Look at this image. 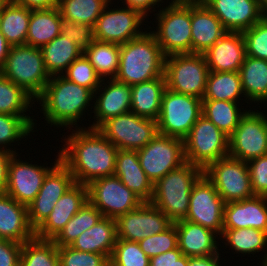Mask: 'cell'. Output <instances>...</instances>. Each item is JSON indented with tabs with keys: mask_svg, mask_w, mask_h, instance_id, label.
<instances>
[{
	"mask_svg": "<svg viewBox=\"0 0 267 266\" xmlns=\"http://www.w3.org/2000/svg\"><path fill=\"white\" fill-rule=\"evenodd\" d=\"M71 133L64 138L59 154L76 183L88 185L94 179L114 175L118 149L98 129L81 127Z\"/></svg>",
	"mask_w": 267,
	"mask_h": 266,
	"instance_id": "6da1fadb",
	"label": "cell"
},
{
	"mask_svg": "<svg viewBox=\"0 0 267 266\" xmlns=\"http://www.w3.org/2000/svg\"><path fill=\"white\" fill-rule=\"evenodd\" d=\"M94 93L84 86H80L63 75L51 76L45 85L43 93L35 100L40 102L44 118L48 124L70 129L80 128L77 125L90 101L94 100Z\"/></svg>",
	"mask_w": 267,
	"mask_h": 266,
	"instance_id": "7a4b0ae2",
	"label": "cell"
},
{
	"mask_svg": "<svg viewBox=\"0 0 267 266\" xmlns=\"http://www.w3.org/2000/svg\"><path fill=\"white\" fill-rule=\"evenodd\" d=\"M165 56L151 32L120 45L117 81L134 85L164 77Z\"/></svg>",
	"mask_w": 267,
	"mask_h": 266,
	"instance_id": "3957f363",
	"label": "cell"
},
{
	"mask_svg": "<svg viewBox=\"0 0 267 266\" xmlns=\"http://www.w3.org/2000/svg\"><path fill=\"white\" fill-rule=\"evenodd\" d=\"M202 174L203 170L200 167L184 163L153 184L150 203L173 223L184 220L189 210L192 186Z\"/></svg>",
	"mask_w": 267,
	"mask_h": 266,
	"instance_id": "277c9868",
	"label": "cell"
},
{
	"mask_svg": "<svg viewBox=\"0 0 267 266\" xmlns=\"http://www.w3.org/2000/svg\"><path fill=\"white\" fill-rule=\"evenodd\" d=\"M155 13L157 31H150L165 57L192 53L191 0H171Z\"/></svg>",
	"mask_w": 267,
	"mask_h": 266,
	"instance_id": "5b68a950",
	"label": "cell"
},
{
	"mask_svg": "<svg viewBox=\"0 0 267 266\" xmlns=\"http://www.w3.org/2000/svg\"><path fill=\"white\" fill-rule=\"evenodd\" d=\"M0 73L22 87L35 100L50 79L40 48L29 45L11 46Z\"/></svg>",
	"mask_w": 267,
	"mask_h": 266,
	"instance_id": "8992f818",
	"label": "cell"
},
{
	"mask_svg": "<svg viewBox=\"0 0 267 266\" xmlns=\"http://www.w3.org/2000/svg\"><path fill=\"white\" fill-rule=\"evenodd\" d=\"M209 69L203 54H174L165 57L166 88L203 99Z\"/></svg>",
	"mask_w": 267,
	"mask_h": 266,
	"instance_id": "52a82bcc",
	"label": "cell"
},
{
	"mask_svg": "<svg viewBox=\"0 0 267 266\" xmlns=\"http://www.w3.org/2000/svg\"><path fill=\"white\" fill-rule=\"evenodd\" d=\"M184 140L185 160L203 171L218 159L228 156V136L201 115Z\"/></svg>",
	"mask_w": 267,
	"mask_h": 266,
	"instance_id": "ba28073f",
	"label": "cell"
},
{
	"mask_svg": "<svg viewBox=\"0 0 267 266\" xmlns=\"http://www.w3.org/2000/svg\"><path fill=\"white\" fill-rule=\"evenodd\" d=\"M202 115V100L165 89L157 120L159 134L184 139Z\"/></svg>",
	"mask_w": 267,
	"mask_h": 266,
	"instance_id": "9c48e42d",
	"label": "cell"
},
{
	"mask_svg": "<svg viewBox=\"0 0 267 266\" xmlns=\"http://www.w3.org/2000/svg\"><path fill=\"white\" fill-rule=\"evenodd\" d=\"M203 173L213 183L225 204L255 196L247 162L228 155L211 163Z\"/></svg>",
	"mask_w": 267,
	"mask_h": 266,
	"instance_id": "30bf717a",
	"label": "cell"
},
{
	"mask_svg": "<svg viewBox=\"0 0 267 266\" xmlns=\"http://www.w3.org/2000/svg\"><path fill=\"white\" fill-rule=\"evenodd\" d=\"M98 131L117 149L137 151L158 133L157 121L128 112L106 120Z\"/></svg>",
	"mask_w": 267,
	"mask_h": 266,
	"instance_id": "8fae6325",
	"label": "cell"
},
{
	"mask_svg": "<svg viewBox=\"0 0 267 266\" xmlns=\"http://www.w3.org/2000/svg\"><path fill=\"white\" fill-rule=\"evenodd\" d=\"M137 153L142 169L153 184L186 163L184 140L159 133Z\"/></svg>",
	"mask_w": 267,
	"mask_h": 266,
	"instance_id": "7c38bea8",
	"label": "cell"
},
{
	"mask_svg": "<svg viewBox=\"0 0 267 266\" xmlns=\"http://www.w3.org/2000/svg\"><path fill=\"white\" fill-rule=\"evenodd\" d=\"M256 111H247L228 137V155L243 162L267 154V116Z\"/></svg>",
	"mask_w": 267,
	"mask_h": 266,
	"instance_id": "4fadbf2b",
	"label": "cell"
},
{
	"mask_svg": "<svg viewBox=\"0 0 267 266\" xmlns=\"http://www.w3.org/2000/svg\"><path fill=\"white\" fill-rule=\"evenodd\" d=\"M87 186L88 200L105 217L116 219L143 203L114 175L94 179Z\"/></svg>",
	"mask_w": 267,
	"mask_h": 266,
	"instance_id": "5bb4252c",
	"label": "cell"
},
{
	"mask_svg": "<svg viewBox=\"0 0 267 266\" xmlns=\"http://www.w3.org/2000/svg\"><path fill=\"white\" fill-rule=\"evenodd\" d=\"M224 201L204 173L193 184L189 210L184 220L200 224L219 236L223 231Z\"/></svg>",
	"mask_w": 267,
	"mask_h": 266,
	"instance_id": "9a60e30c",
	"label": "cell"
},
{
	"mask_svg": "<svg viewBox=\"0 0 267 266\" xmlns=\"http://www.w3.org/2000/svg\"><path fill=\"white\" fill-rule=\"evenodd\" d=\"M70 170L59 161L45 176L35 199L28 205V221L36 230L50 215L55 204L75 184Z\"/></svg>",
	"mask_w": 267,
	"mask_h": 266,
	"instance_id": "2e32d148",
	"label": "cell"
},
{
	"mask_svg": "<svg viewBox=\"0 0 267 266\" xmlns=\"http://www.w3.org/2000/svg\"><path fill=\"white\" fill-rule=\"evenodd\" d=\"M109 5L93 27L95 40L122 45L144 33L140 26L145 17L140 12L124 6L110 9Z\"/></svg>",
	"mask_w": 267,
	"mask_h": 266,
	"instance_id": "e0dca14e",
	"label": "cell"
},
{
	"mask_svg": "<svg viewBox=\"0 0 267 266\" xmlns=\"http://www.w3.org/2000/svg\"><path fill=\"white\" fill-rule=\"evenodd\" d=\"M17 156L13 154L9 161L5 193L28 207L39 193L47 173L60 161V154L52 167L21 161Z\"/></svg>",
	"mask_w": 267,
	"mask_h": 266,
	"instance_id": "ac0fdd59",
	"label": "cell"
},
{
	"mask_svg": "<svg viewBox=\"0 0 267 266\" xmlns=\"http://www.w3.org/2000/svg\"><path fill=\"white\" fill-rule=\"evenodd\" d=\"M117 239L139 242L149 236L162 233L173 222L150 202L118 216L116 219Z\"/></svg>",
	"mask_w": 267,
	"mask_h": 266,
	"instance_id": "d6986e66",
	"label": "cell"
},
{
	"mask_svg": "<svg viewBox=\"0 0 267 266\" xmlns=\"http://www.w3.org/2000/svg\"><path fill=\"white\" fill-rule=\"evenodd\" d=\"M230 32H243L258 23L265 10L256 0H201Z\"/></svg>",
	"mask_w": 267,
	"mask_h": 266,
	"instance_id": "ffe728a7",
	"label": "cell"
},
{
	"mask_svg": "<svg viewBox=\"0 0 267 266\" xmlns=\"http://www.w3.org/2000/svg\"><path fill=\"white\" fill-rule=\"evenodd\" d=\"M96 94L99 95L96 96ZM95 97L96 102L91 107H94L93 118L97 121L95 120L88 127L90 129H98L106 120L131 112V85L117 81L115 78H110L108 81L102 79L99 87L94 92V99Z\"/></svg>",
	"mask_w": 267,
	"mask_h": 266,
	"instance_id": "44dd1931",
	"label": "cell"
},
{
	"mask_svg": "<svg viewBox=\"0 0 267 266\" xmlns=\"http://www.w3.org/2000/svg\"><path fill=\"white\" fill-rule=\"evenodd\" d=\"M88 201V186L75 183L58 200L48 218L35 230V237L53 240Z\"/></svg>",
	"mask_w": 267,
	"mask_h": 266,
	"instance_id": "7402d4cb",
	"label": "cell"
},
{
	"mask_svg": "<svg viewBox=\"0 0 267 266\" xmlns=\"http://www.w3.org/2000/svg\"><path fill=\"white\" fill-rule=\"evenodd\" d=\"M253 228L267 232V200L255 195L224 205L223 230Z\"/></svg>",
	"mask_w": 267,
	"mask_h": 266,
	"instance_id": "603a6c76",
	"label": "cell"
},
{
	"mask_svg": "<svg viewBox=\"0 0 267 266\" xmlns=\"http://www.w3.org/2000/svg\"><path fill=\"white\" fill-rule=\"evenodd\" d=\"M203 55L209 71L239 72L246 57V45L242 32L227 31Z\"/></svg>",
	"mask_w": 267,
	"mask_h": 266,
	"instance_id": "cb8c5ba5",
	"label": "cell"
},
{
	"mask_svg": "<svg viewBox=\"0 0 267 266\" xmlns=\"http://www.w3.org/2000/svg\"><path fill=\"white\" fill-rule=\"evenodd\" d=\"M226 32L219 18L201 0H191L192 53L203 54Z\"/></svg>",
	"mask_w": 267,
	"mask_h": 266,
	"instance_id": "d4e9b609",
	"label": "cell"
},
{
	"mask_svg": "<svg viewBox=\"0 0 267 266\" xmlns=\"http://www.w3.org/2000/svg\"><path fill=\"white\" fill-rule=\"evenodd\" d=\"M35 237L28 221L27 206L6 193H0V239L25 243Z\"/></svg>",
	"mask_w": 267,
	"mask_h": 266,
	"instance_id": "484cf974",
	"label": "cell"
},
{
	"mask_svg": "<svg viewBox=\"0 0 267 266\" xmlns=\"http://www.w3.org/2000/svg\"><path fill=\"white\" fill-rule=\"evenodd\" d=\"M178 234V248L187 257L219 254L217 233L187 220L174 223Z\"/></svg>",
	"mask_w": 267,
	"mask_h": 266,
	"instance_id": "4316f807",
	"label": "cell"
},
{
	"mask_svg": "<svg viewBox=\"0 0 267 266\" xmlns=\"http://www.w3.org/2000/svg\"><path fill=\"white\" fill-rule=\"evenodd\" d=\"M114 176L118 177L143 202L151 201L153 183L142 169L137 151L118 149Z\"/></svg>",
	"mask_w": 267,
	"mask_h": 266,
	"instance_id": "83f0119b",
	"label": "cell"
},
{
	"mask_svg": "<svg viewBox=\"0 0 267 266\" xmlns=\"http://www.w3.org/2000/svg\"><path fill=\"white\" fill-rule=\"evenodd\" d=\"M117 240L116 220L103 216L71 245L76 250L105 255L109 260Z\"/></svg>",
	"mask_w": 267,
	"mask_h": 266,
	"instance_id": "f1b7e54d",
	"label": "cell"
},
{
	"mask_svg": "<svg viewBox=\"0 0 267 266\" xmlns=\"http://www.w3.org/2000/svg\"><path fill=\"white\" fill-rule=\"evenodd\" d=\"M166 89L165 77L131 86V112L152 120H158L162 95Z\"/></svg>",
	"mask_w": 267,
	"mask_h": 266,
	"instance_id": "f546056e",
	"label": "cell"
},
{
	"mask_svg": "<svg viewBox=\"0 0 267 266\" xmlns=\"http://www.w3.org/2000/svg\"><path fill=\"white\" fill-rule=\"evenodd\" d=\"M61 34V14L58 7L31 10L26 45L41 48Z\"/></svg>",
	"mask_w": 267,
	"mask_h": 266,
	"instance_id": "4dcf8cb0",
	"label": "cell"
},
{
	"mask_svg": "<svg viewBox=\"0 0 267 266\" xmlns=\"http://www.w3.org/2000/svg\"><path fill=\"white\" fill-rule=\"evenodd\" d=\"M239 74L244 98L264 103L267 100V60L246 56Z\"/></svg>",
	"mask_w": 267,
	"mask_h": 266,
	"instance_id": "1f68e13d",
	"label": "cell"
},
{
	"mask_svg": "<svg viewBox=\"0 0 267 266\" xmlns=\"http://www.w3.org/2000/svg\"><path fill=\"white\" fill-rule=\"evenodd\" d=\"M40 49L50 76L62 75L69 65L83 53L75 42L62 34Z\"/></svg>",
	"mask_w": 267,
	"mask_h": 266,
	"instance_id": "d6a6232c",
	"label": "cell"
},
{
	"mask_svg": "<svg viewBox=\"0 0 267 266\" xmlns=\"http://www.w3.org/2000/svg\"><path fill=\"white\" fill-rule=\"evenodd\" d=\"M31 9L10 1L0 11V31L10 46L25 45Z\"/></svg>",
	"mask_w": 267,
	"mask_h": 266,
	"instance_id": "836d02e7",
	"label": "cell"
},
{
	"mask_svg": "<svg viewBox=\"0 0 267 266\" xmlns=\"http://www.w3.org/2000/svg\"><path fill=\"white\" fill-rule=\"evenodd\" d=\"M33 101L35 99L22 87L0 73V113L21 116L34 128V119L25 114L35 104Z\"/></svg>",
	"mask_w": 267,
	"mask_h": 266,
	"instance_id": "e575fe53",
	"label": "cell"
},
{
	"mask_svg": "<svg viewBox=\"0 0 267 266\" xmlns=\"http://www.w3.org/2000/svg\"><path fill=\"white\" fill-rule=\"evenodd\" d=\"M242 95L244 93L239 72L209 71L202 100L239 102Z\"/></svg>",
	"mask_w": 267,
	"mask_h": 266,
	"instance_id": "d590c367",
	"label": "cell"
},
{
	"mask_svg": "<svg viewBox=\"0 0 267 266\" xmlns=\"http://www.w3.org/2000/svg\"><path fill=\"white\" fill-rule=\"evenodd\" d=\"M238 103L224 100H202V115L229 137L248 111L241 112Z\"/></svg>",
	"mask_w": 267,
	"mask_h": 266,
	"instance_id": "8d00e7d4",
	"label": "cell"
},
{
	"mask_svg": "<svg viewBox=\"0 0 267 266\" xmlns=\"http://www.w3.org/2000/svg\"><path fill=\"white\" fill-rule=\"evenodd\" d=\"M83 53L101 79L116 77L119 70V44L94 40Z\"/></svg>",
	"mask_w": 267,
	"mask_h": 266,
	"instance_id": "74e56055",
	"label": "cell"
},
{
	"mask_svg": "<svg viewBox=\"0 0 267 266\" xmlns=\"http://www.w3.org/2000/svg\"><path fill=\"white\" fill-rule=\"evenodd\" d=\"M223 237V238H222ZM224 239L226 246L234 249L238 254H255L263 250L266 253L262 258L260 263L262 266L267 258V232L256 230L253 228H241V229H231L223 230L222 234L219 236ZM227 241V243H226ZM255 252V253H254Z\"/></svg>",
	"mask_w": 267,
	"mask_h": 266,
	"instance_id": "f35d334b",
	"label": "cell"
},
{
	"mask_svg": "<svg viewBox=\"0 0 267 266\" xmlns=\"http://www.w3.org/2000/svg\"><path fill=\"white\" fill-rule=\"evenodd\" d=\"M103 215L88 200L52 240L57 247L71 246L86 230L96 225Z\"/></svg>",
	"mask_w": 267,
	"mask_h": 266,
	"instance_id": "ab89813d",
	"label": "cell"
},
{
	"mask_svg": "<svg viewBox=\"0 0 267 266\" xmlns=\"http://www.w3.org/2000/svg\"><path fill=\"white\" fill-rule=\"evenodd\" d=\"M111 0H59L58 9L62 17L75 23L95 26L100 14Z\"/></svg>",
	"mask_w": 267,
	"mask_h": 266,
	"instance_id": "60d3db41",
	"label": "cell"
},
{
	"mask_svg": "<svg viewBox=\"0 0 267 266\" xmlns=\"http://www.w3.org/2000/svg\"><path fill=\"white\" fill-rule=\"evenodd\" d=\"M57 246L52 240L34 237L22 244L20 266H57Z\"/></svg>",
	"mask_w": 267,
	"mask_h": 266,
	"instance_id": "b9f144b4",
	"label": "cell"
},
{
	"mask_svg": "<svg viewBox=\"0 0 267 266\" xmlns=\"http://www.w3.org/2000/svg\"><path fill=\"white\" fill-rule=\"evenodd\" d=\"M34 128L21 116L0 113V149L17 152L7 146L30 135ZM9 148V149H8Z\"/></svg>",
	"mask_w": 267,
	"mask_h": 266,
	"instance_id": "7bdbcfd3",
	"label": "cell"
},
{
	"mask_svg": "<svg viewBox=\"0 0 267 266\" xmlns=\"http://www.w3.org/2000/svg\"><path fill=\"white\" fill-rule=\"evenodd\" d=\"M110 266H149L150 258L138 242L117 239L110 258Z\"/></svg>",
	"mask_w": 267,
	"mask_h": 266,
	"instance_id": "ee69618b",
	"label": "cell"
},
{
	"mask_svg": "<svg viewBox=\"0 0 267 266\" xmlns=\"http://www.w3.org/2000/svg\"><path fill=\"white\" fill-rule=\"evenodd\" d=\"M62 75L80 86L89 88L93 93L102 80L84 53L74 60Z\"/></svg>",
	"mask_w": 267,
	"mask_h": 266,
	"instance_id": "f6af8a7d",
	"label": "cell"
},
{
	"mask_svg": "<svg viewBox=\"0 0 267 266\" xmlns=\"http://www.w3.org/2000/svg\"><path fill=\"white\" fill-rule=\"evenodd\" d=\"M246 45V56L267 60V16L242 32Z\"/></svg>",
	"mask_w": 267,
	"mask_h": 266,
	"instance_id": "bcb514c9",
	"label": "cell"
},
{
	"mask_svg": "<svg viewBox=\"0 0 267 266\" xmlns=\"http://www.w3.org/2000/svg\"><path fill=\"white\" fill-rule=\"evenodd\" d=\"M61 266H110L109 259L102 254L84 252L71 246L57 247Z\"/></svg>",
	"mask_w": 267,
	"mask_h": 266,
	"instance_id": "7dc6e473",
	"label": "cell"
},
{
	"mask_svg": "<svg viewBox=\"0 0 267 266\" xmlns=\"http://www.w3.org/2000/svg\"><path fill=\"white\" fill-rule=\"evenodd\" d=\"M141 250L149 257L160 255L178 247V234L176 226L173 223L162 233H158L140 240Z\"/></svg>",
	"mask_w": 267,
	"mask_h": 266,
	"instance_id": "c3c4849f",
	"label": "cell"
},
{
	"mask_svg": "<svg viewBox=\"0 0 267 266\" xmlns=\"http://www.w3.org/2000/svg\"><path fill=\"white\" fill-rule=\"evenodd\" d=\"M61 34L75 42V45L84 52L95 40L93 26L75 23L61 16Z\"/></svg>",
	"mask_w": 267,
	"mask_h": 266,
	"instance_id": "681fc988",
	"label": "cell"
},
{
	"mask_svg": "<svg viewBox=\"0 0 267 266\" xmlns=\"http://www.w3.org/2000/svg\"><path fill=\"white\" fill-rule=\"evenodd\" d=\"M251 187L255 195H267V154L247 162Z\"/></svg>",
	"mask_w": 267,
	"mask_h": 266,
	"instance_id": "f907efd6",
	"label": "cell"
},
{
	"mask_svg": "<svg viewBox=\"0 0 267 266\" xmlns=\"http://www.w3.org/2000/svg\"><path fill=\"white\" fill-rule=\"evenodd\" d=\"M22 244L0 239V266H20Z\"/></svg>",
	"mask_w": 267,
	"mask_h": 266,
	"instance_id": "816d5d0a",
	"label": "cell"
},
{
	"mask_svg": "<svg viewBox=\"0 0 267 266\" xmlns=\"http://www.w3.org/2000/svg\"><path fill=\"white\" fill-rule=\"evenodd\" d=\"M182 255L181 250L177 247L173 250L151 257L149 266H172L173 262Z\"/></svg>",
	"mask_w": 267,
	"mask_h": 266,
	"instance_id": "f5cc1de1",
	"label": "cell"
},
{
	"mask_svg": "<svg viewBox=\"0 0 267 266\" xmlns=\"http://www.w3.org/2000/svg\"><path fill=\"white\" fill-rule=\"evenodd\" d=\"M161 2L163 3L162 0H124L123 3L126 4L125 7L140 12L147 19L149 11H152V8L155 9L156 5L159 7Z\"/></svg>",
	"mask_w": 267,
	"mask_h": 266,
	"instance_id": "db71d44e",
	"label": "cell"
},
{
	"mask_svg": "<svg viewBox=\"0 0 267 266\" xmlns=\"http://www.w3.org/2000/svg\"><path fill=\"white\" fill-rule=\"evenodd\" d=\"M13 153L0 149V193H5L8 176V165Z\"/></svg>",
	"mask_w": 267,
	"mask_h": 266,
	"instance_id": "11a10c76",
	"label": "cell"
},
{
	"mask_svg": "<svg viewBox=\"0 0 267 266\" xmlns=\"http://www.w3.org/2000/svg\"><path fill=\"white\" fill-rule=\"evenodd\" d=\"M16 4L27 7L31 10L51 9L58 7L59 0H10Z\"/></svg>",
	"mask_w": 267,
	"mask_h": 266,
	"instance_id": "9f6ffc18",
	"label": "cell"
},
{
	"mask_svg": "<svg viewBox=\"0 0 267 266\" xmlns=\"http://www.w3.org/2000/svg\"><path fill=\"white\" fill-rule=\"evenodd\" d=\"M219 257H221L219 254L188 257V266H221L218 262L220 260Z\"/></svg>",
	"mask_w": 267,
	"mask_h": 266,
	"instance_id": "6f0895ef",
	"label": "cell"
},
{
	"mask_svg": "<svg viewBox=\"0 0 267 266\" xmlns=\"http://www.w3.org/2000/svg\"><path fill=\"white\" fill-rule=\"evenodd\" d=\"M10 47L11 46L7 43L5 37L0 31V70L3 68L5 64Z\"/></svg>",
	"mask_w": 267,
	"mask_h": 266,
	"instance_id": "680465c9",
	"label": "cell"
},
{
	"mask_svg": "<svg viewBox=\"0 0 267 266\" xmlns=\"http://www.w3.org/2000/svg\"><path fill=\"white\" fill-rule=\"evenodd\" d=\"M172 266H188V257L185 255L180 256L173 262Z\"/></svg>",
	"mask_w": 267,
	"mask_h": 266,
	"instance_id": "91938a15",
	"label": "cell"
},
{
	"mask_svg": "<svg viewBox=\"0 0 267 266\" xmlns=\"http://www.w3.org/2000/svg\"><path fill=\"white\" fill-rule=\"evenodd\" d=\"M258 4L267 12V0H256Z\"/></svg>",
	"mask_w": 267,
	"mask_h": 266,
	"instance_id": "94428289",
	"label": "cell"
},
{
	"mask_svg": "<svg viewBox=\"0 0 267 266\" xmlns=\"http://www.w3.org/2000/svg\"><path fill=\"white\" fill-rule=\"evenodd\" d=\"M10 2V0H0V11Z\"/></svg>",
	"mask_w": 267,
	"mask_h": 266,
	"instance_id": "6125c7cd",
	"label": "cell"
},
{
	"mask_svg": "<svg viewBox=\"0 0 267 266\" xmlns=\"http://www.w3.org/2000/svg\"><path fill=\"white\" fill-rule=\"evenodd\" d=\"M262 266H267V258Z\"/></svg>",
	"mask_w": 267,
	"mask_h": 266,
	"instance_id": "be15d7a7",
	"label": "cell"
}]
</instances>
